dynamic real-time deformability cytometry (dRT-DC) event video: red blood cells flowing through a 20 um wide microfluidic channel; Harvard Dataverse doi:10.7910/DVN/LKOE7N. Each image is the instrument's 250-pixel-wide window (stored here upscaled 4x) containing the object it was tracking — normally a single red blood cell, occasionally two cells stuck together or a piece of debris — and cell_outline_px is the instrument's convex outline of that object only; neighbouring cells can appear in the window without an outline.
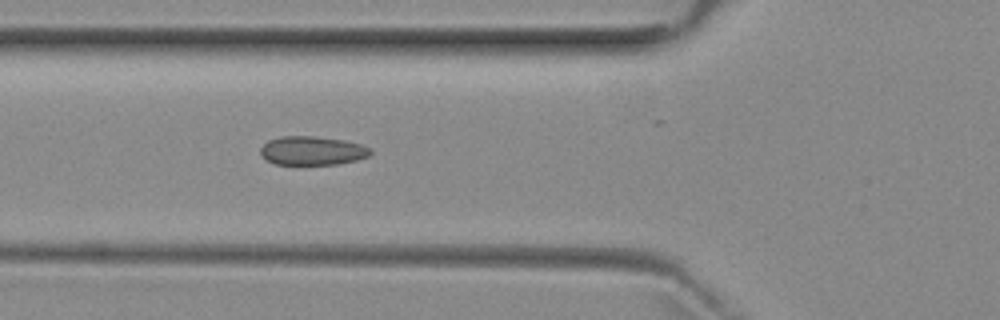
{"species": "common noctule bat (a hibernating species)", "species_latin": "Nyctalus noctula", "temperature_condition": "room temperature", "stored_images_in_passage": 5, "camera_frame_rate_fps": 3000, "um_per_image_px": 0.085, "animal": {"sex": "female", "body_mass_g": 29.2, "forearm_length_mm": 56.3}, "frame": {"image": 1, "passage_image": 4, "time_ms": 4.333, "image_size_px": [1000, 320], "cell_outline_px": [[372, 152], [368, 156], [356, 160], [336, 164], [276, 164], [264, 160], [260, 152], [260, 148], [268, 140], [280, 136], [312, 136], [344, 140], [360, 144], [372, 148]], "centroid_in_image_um": [26.52, 12.8], "position_along_channel_um": 99.3, "area_um2": 18.5}}